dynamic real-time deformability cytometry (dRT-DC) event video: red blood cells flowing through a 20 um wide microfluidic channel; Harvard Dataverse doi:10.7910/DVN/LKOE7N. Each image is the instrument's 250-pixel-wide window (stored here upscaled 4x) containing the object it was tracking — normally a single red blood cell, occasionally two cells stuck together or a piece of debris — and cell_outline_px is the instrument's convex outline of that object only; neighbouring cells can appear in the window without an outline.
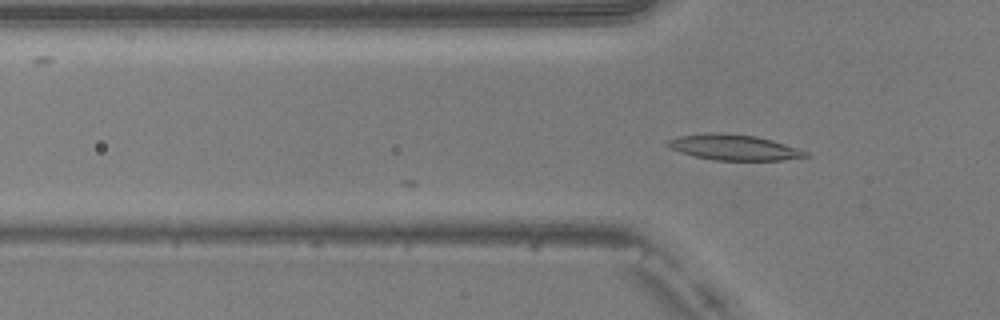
{"species": "common noctule bat (a hibernating species)", "species_latin": "Nyctalus noctula", "temperature_condition": "warm", "stored_images_in_passage": 3, "camera_frame_rate_fps": 3000, "um_per_image_px": 0.085, "animal": {"sex": "male", "body_mass_g": 20.5, "forearm_length_mm": 52.5}, "frame": {"image": 1, "passage_image": 3, "time_ms": 0.667, "image_size_px": [1000, 320], "cell_outline_px": [[812, 156], [784, 160], [716, 160], [696, 156], [680, 152], [668, 148], [664, 144], [668, 140], [680, 136], [708, 132], [720, 132], [756, 136], [772, 140], [808, 152]], "centroid_in_image_um": [62.37, 12.52], "position_along_channel_um": 63.4, "area_um2": 20.58}}